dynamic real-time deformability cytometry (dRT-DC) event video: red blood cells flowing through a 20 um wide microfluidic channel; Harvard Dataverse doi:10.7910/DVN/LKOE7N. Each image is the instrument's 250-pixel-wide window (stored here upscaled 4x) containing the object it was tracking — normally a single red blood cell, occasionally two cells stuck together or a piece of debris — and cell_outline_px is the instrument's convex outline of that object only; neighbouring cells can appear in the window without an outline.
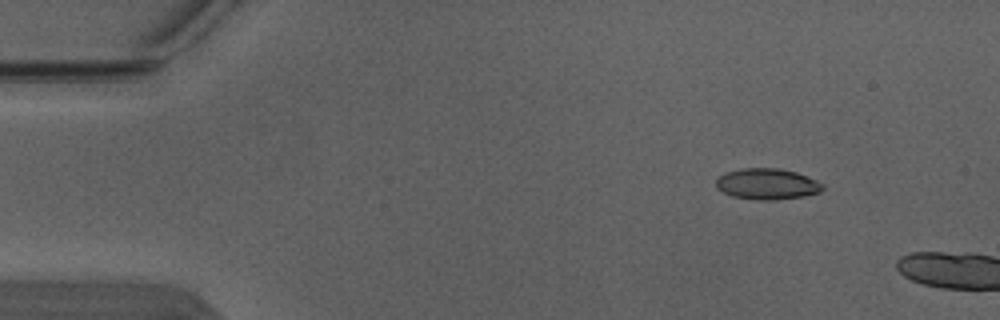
{"species": "Egyptian fruit bat (a non-hibernating species)", "species_latin": "Rousettus aegyptiacus", "temperature_condition": "warm", "stored_images_in_passage": 3, "camera_frame_rate_fps": 3000, "um_per_image_px": 0.085, "animal": {"sex": "male"}, "frame": {"image": 1, "passage_image": 2, "time_ms": 0.333, "image_size_px": [1000, 320], "cell_outline_px": [[824, 188], [820, 192], [804, 196], [772, 200], [756, 200], [732, 196], [716, 188], [716, 180], [720, 176], [728, 172], [744, 168], [776, 168], [796, 172], [816, 180], [824, 184]], "centroid_in_image_um": [65.22, 15.65], "position_along_channel_um": 19.8, "area_um2": 19.13}}